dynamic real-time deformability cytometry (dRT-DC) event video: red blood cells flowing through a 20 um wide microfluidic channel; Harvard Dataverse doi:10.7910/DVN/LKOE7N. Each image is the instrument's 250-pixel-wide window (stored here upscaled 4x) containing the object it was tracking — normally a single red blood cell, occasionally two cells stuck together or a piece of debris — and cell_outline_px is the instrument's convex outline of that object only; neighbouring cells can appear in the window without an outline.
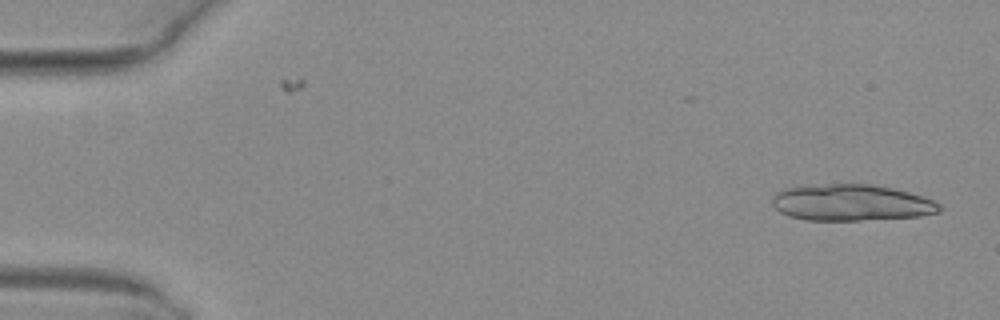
{"species": "common noctule bat (a hibernating species)", "species_latin": "Nyctalus noctula", "temperature_condition": "warm", "stored_images_in_passage": 2, "camera_frame_rate_fps": 3000, "um_per_image_px": 0.085, "animal": {"sex": "female", "body_mass_g": 29.2, "forearm_length_mm": 56.3}, "frame": {"image": 1, "passage_image": 2, "time_ms": 0.333, "image_size_px": [1000, 320], "cell_outline_px": [[944, 208], [940, 212], [920, 216], [860, 220], [804, 220], [788, 216], [780, 212], [772, 204], [772, 196], [776, 192], [784, 188], [828, 184], [872, 184], [892, 188], [924, 196], [940, 204]], "centroid_in_image_um": [72.37, 17.23], "position_along_channel_um": 12.6, "area_um2": 35.55}}